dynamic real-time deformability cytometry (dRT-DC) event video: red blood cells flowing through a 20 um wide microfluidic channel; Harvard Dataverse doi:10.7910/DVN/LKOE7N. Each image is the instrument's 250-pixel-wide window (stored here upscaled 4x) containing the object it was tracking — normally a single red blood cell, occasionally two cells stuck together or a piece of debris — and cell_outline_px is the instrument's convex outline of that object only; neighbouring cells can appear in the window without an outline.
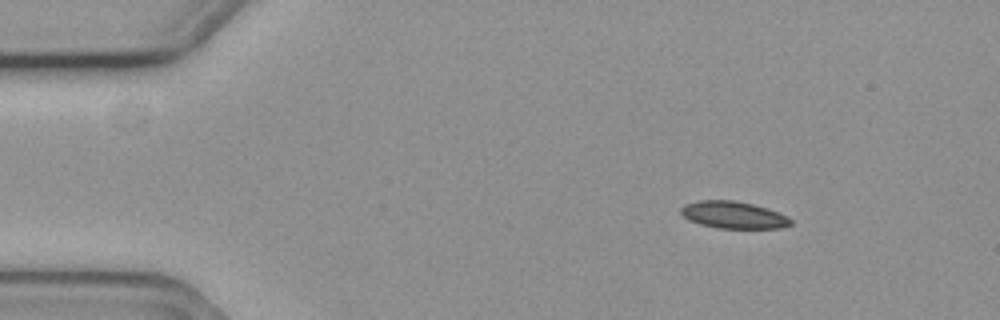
{"species": "common noctule bat (a hibernating species)", "species_latin": "Nyctalus noctula", "temperature_condition": "cold", "stored_images_in_passage": 6, "camera_frame_rate_fps": 3000, "um_per_image_px": 0.085, "animal": {"sex": "female", "body_mass_g": 19.3, "forearm_length_mm": 54.1}, "frame": {"image": 1, "passage_image": 2, "time_ms": 0.333, "image_size_px": [1000, 320], "cell_outline_px": [[792, 224], [780, 228], [716, 228], [700, 224], [688, 220], [680, 212], [680, 208], [684, 204], [700, 200], [732, 200], [752, 204], [768, 208], [788, 216], [792, 220]], "centroid_in_image_um": [62.34, 18.27], "position_along_channel_um": 22.7, "area_um2": 17.4}}
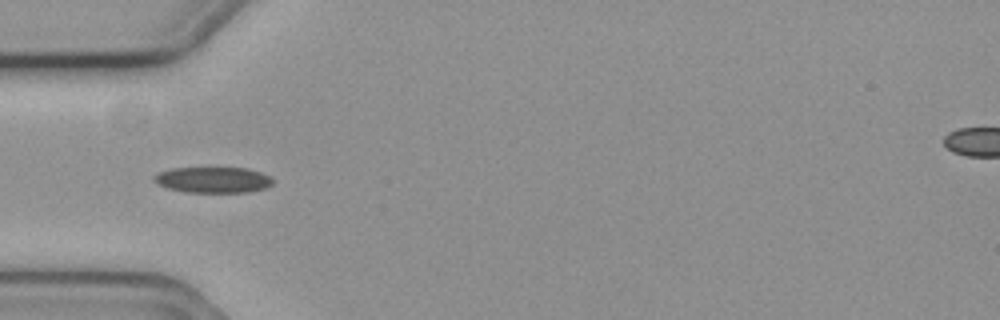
{"frame": {"image": 2, "passage_image": 5, "time_ms": 1.333, "image_size_px": [1000, 320], "cell_outline_px": [[272, 184], [268, 188], [248, 192], [184, 192], [168, 188], [156, 184], [152, 180], [152, 176], [160, 172], [172, 168], [244, 168], [260, 172], [268, 176], [272, 180]], "centroid_in_image_um": [18.07, 15.29], "position_along_channel_um": 66.9, "area_um2": 17.92}}